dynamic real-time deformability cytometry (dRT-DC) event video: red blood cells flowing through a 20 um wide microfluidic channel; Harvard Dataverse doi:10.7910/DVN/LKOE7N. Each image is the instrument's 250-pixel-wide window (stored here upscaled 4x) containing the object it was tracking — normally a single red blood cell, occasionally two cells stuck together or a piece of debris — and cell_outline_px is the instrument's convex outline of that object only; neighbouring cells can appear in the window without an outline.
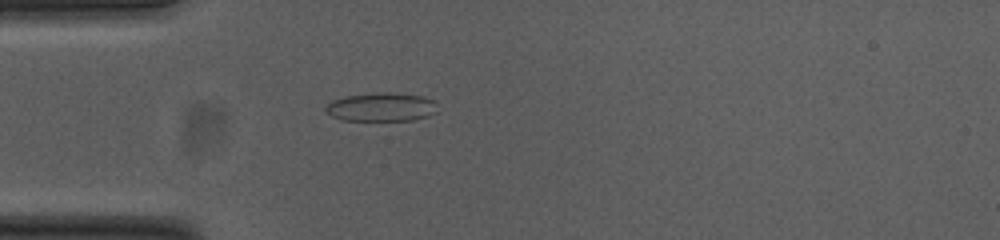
{"species": "common noctule bat (a hibernating species)", "species_latin": "Nyctalus noctula", "temperature_condition": "cold", "stored_images_in_passage": 41, "camera_frame_rate_fps": 3000, "um_per_image_px": 0.085, "animal": {"sex": "female", "body_mass_g": 23.0, "forearm_length_mm": 53.4}, "frame": {"image": 1, "passage_image": 3, "time_ms": 0.667, "image_size_px": [1000, 240], "cell_outline_px": [[436, 112], [428, 116], [412, 120], [344, 120], [332, 116], [324, 112], [324, 108], [332, 100], [344, 96], [380, 92], [388, 92], [420, 96], [436, 100]], "centroid_in_image_um": [32.4, 9.09], "position_along_channel_um": 52.6, "area_um2": 18.67}}
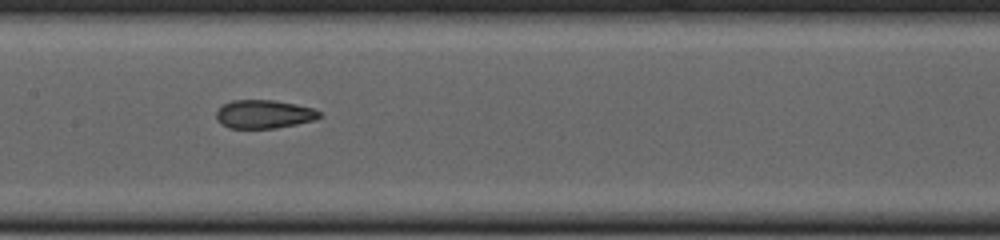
{"frame": {"image": 2, "passage_image": 14, "time_ms": 4.333, "image_size_px": [1000, 240], "cell_outline_px": [[324, 116], [316, 120], [276, 128], [228, 128], [220, 124], [216, 120], [216, 112], [224, 104], [232, 100], [276, 100], [296, 104], [312, 108], [320, 112]], "centroid_in_image_um": [22.45, 9.71], "position_along_channel_um": 184.9, "area_um2": 17.28}}
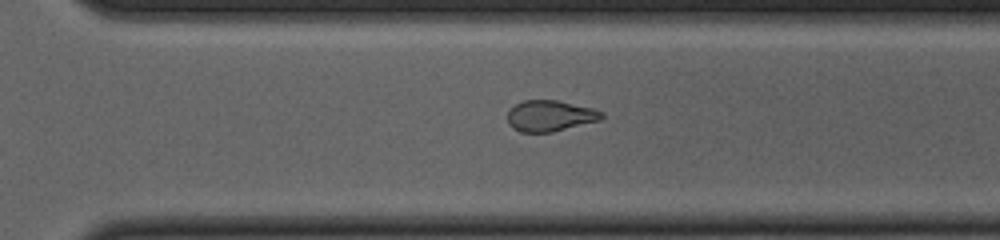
{"frame": {"image": 3, "passage_image": 25, "time_ms": 8.0, "image_size_px": [1000, 240], "cell_outline_px": [[604, 116], [600, 120], [552, 132], [520, 132], [512, 128], [508, 124], [508, 112], [516, 104], [524, 100], [556, 100], [592, 108], [604, 112]], "centroid_in_image_um": [46.75, 9.85], "position_along_channel_um": 323.8, "area_um2": 16.94}, "authors_computed_cell_mechanics": {"area_um2": 17.2244, "velocity_mm_per_s": 3.795, "shape_relaxation_time_tau1_ms": null, "shape_relaxation_time_tau2_ms": 1.567, "deformation_change_tau1": null, "deformation_change_tau2": 0.0747}}